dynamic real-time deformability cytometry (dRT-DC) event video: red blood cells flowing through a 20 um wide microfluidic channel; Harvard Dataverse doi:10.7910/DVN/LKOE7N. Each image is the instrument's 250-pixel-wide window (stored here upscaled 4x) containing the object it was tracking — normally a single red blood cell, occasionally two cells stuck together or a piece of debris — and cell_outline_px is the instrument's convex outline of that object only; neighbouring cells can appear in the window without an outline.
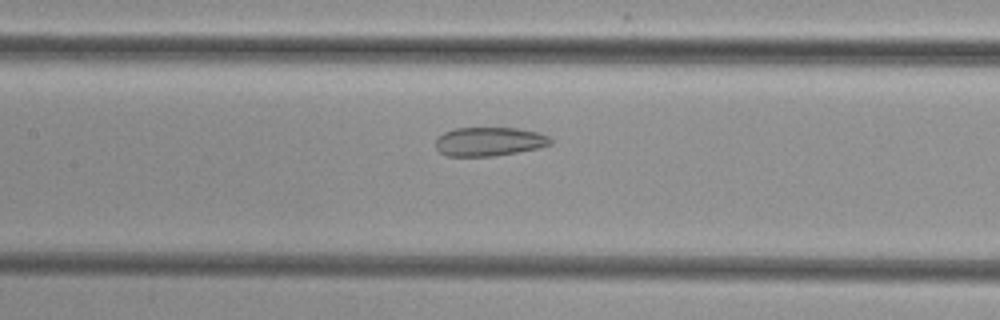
{"species": "common noctule bat (a hibernating species)", "species_latin": "Nyctalus noctula", "temperature_condition": "cold", "stored_images_in_passage": 42, "camera_frame_rate_fps": 3000, "um_per_image_px": 0.085, "animal": {"sex": "female", "body_mass_g": 29.2, "forearm_length_mm": 56.3}, "frame": {"image": 1, "passage_image": 15, "time_ms": 4.667, "image_size_px": [1000, 320], "cell_outline_px": [[552, 144], [540, 148], [492, 156], [448, 156], [440, 152], [436, 148], [436, 136], [444, 132], [456, 128], [520, 128], [536, 132], [548, 136], [552, 140]], "centroid_in_image_um": [41.58, 12.03], "position_along_channel_um": 165.8, "area_um2": 19.36}}
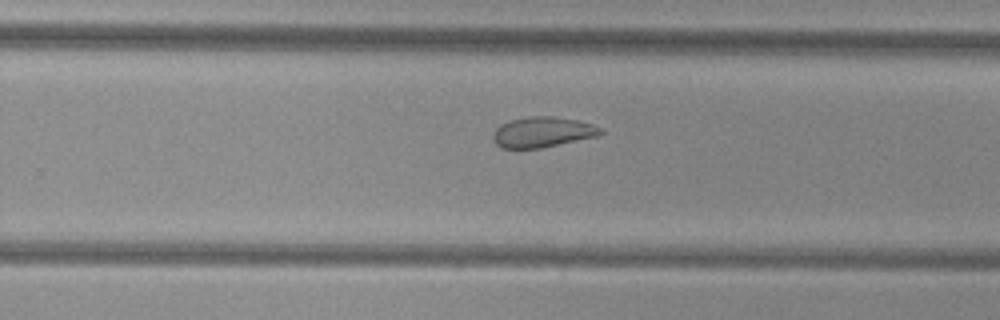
{"frame": {"image": 2, "passage_image": 24, "time_ms": 7.667, "image_size_px": [1000, 320], "cell_outline_px": [[604, 132], [596, 136], [540, 148], [500, 148], [492, 140], [492, 132], [500, 124], [512, 120], [528, 116], [552, 116], [576, 120], [592, 124], [604, 128]], "centroid_in_image_um": [46.08, 11.22], "position_along_channel_um": 283.7, "area_um2": 19.07}}
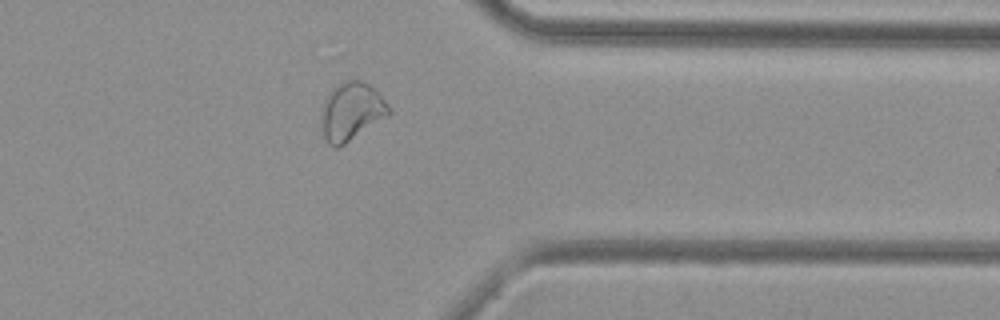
{"frame": {"image": 3, "passage_image": 32, "time_ms": 10.333, "image_size_px": [1000, 320], "cell_outline_px": [[392, 112], [388, 116], [344, 144], [336, 148], [328, 144], [324, 136], [324, 100], [328, 92], [336, 84], [344, 80], [360, 80], [368, 84], [388, 104]], "centroid_in_image_um": [29.9, 9.45], "position_along_channel_um": 381.5, "area_um2": 22.25}}